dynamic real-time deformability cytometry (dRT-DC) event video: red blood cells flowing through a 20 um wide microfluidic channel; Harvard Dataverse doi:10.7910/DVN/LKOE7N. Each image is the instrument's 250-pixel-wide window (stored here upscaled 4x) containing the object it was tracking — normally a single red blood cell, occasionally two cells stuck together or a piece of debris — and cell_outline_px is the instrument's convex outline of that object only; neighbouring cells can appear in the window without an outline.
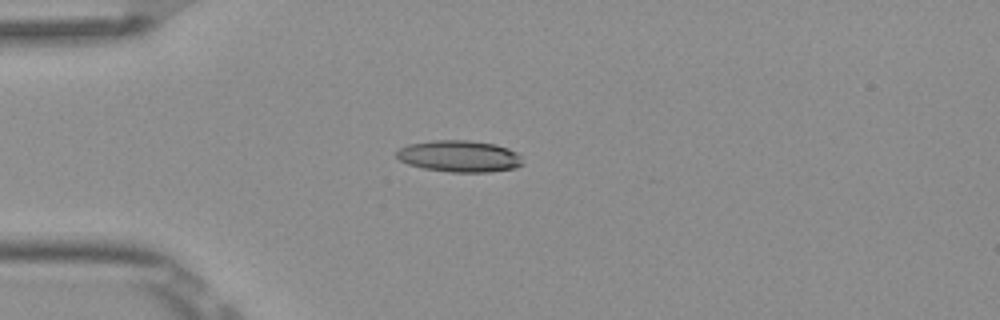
{"species": "Egyptian fruit bat (a non-hibernating species)", "species_latin": "Rousettus aegyptiacus", "temperature_condition": "room temperature", "stored_images_in_passage": 5, "camera_frame_rate_fps": 3000, "um_per_image_px": 0.085, "frame": {"image": 1, "passage_image": 2, "time_ms": 0.333, "image_size_px": [1000, 320], "cell_outline_px": [[524, 164], [516, 168], [488, 172], [452, 172], [424, 168], [408, 164], [400, 160], [396, 156], [396, 152], [400, 148], [408, 144], [432, 140], [468, 140], [496, 144], [508, 148], [516, 152], [520, 156]], "centroid_in_image_um": [39.06, 13.27], "position_along_channel_um": 45.9, "area_um2": 23.29}}
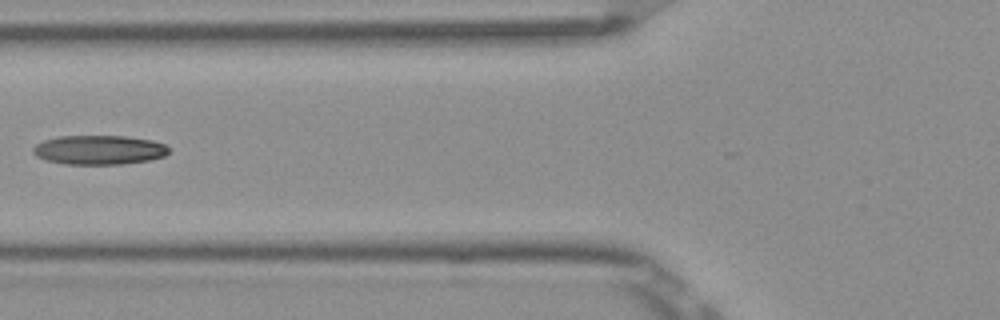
{"frame": {"image": 2, "passage_image": 4, "time_ms": 1.0, "image_size_px": [1000, 320], "cell_outline_px": [[168, 152], [164, 156], [148, 160], [124, 164], [64, 164], [44, 160], [36, 156], [32, 152], [32, 148], [36, 144], [44, 140], [60, 136], [124, 136], [152, 140], [164, 144], [168, 148]], "centroid_in_image_um": [8.38, 12.74], "position_along_channel_um": 117.4, "area_um2": 23.18}}
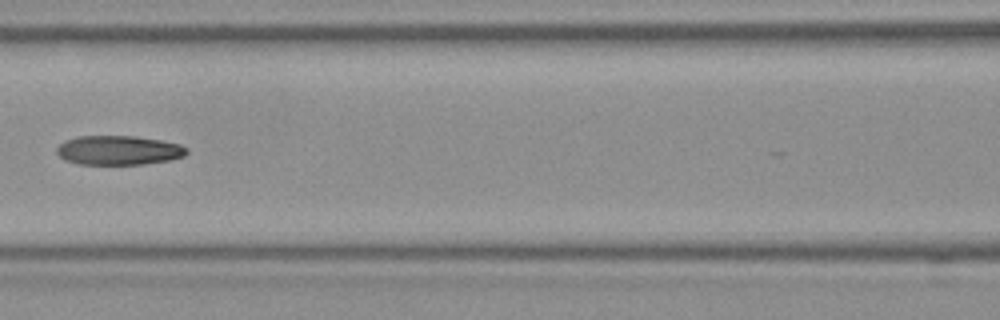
{"frame": {"image": 3, "passage_image": 5, "time_ms": 1.333, "image_size_px": [1000, 320], "cell_outline_px": [[188, 152], [184, 156], [172, 160], [144, 164], [80, 164], [64, 160], [56, 152], [56, 148], [64, 140], [76, 136], [136, 136], [160, 140], [180, 144], [188, 148]], "centroid_in_image_um": [10.09, 12.77], "position_along_channel_um": 156.5, "area_um2": 22.37}}